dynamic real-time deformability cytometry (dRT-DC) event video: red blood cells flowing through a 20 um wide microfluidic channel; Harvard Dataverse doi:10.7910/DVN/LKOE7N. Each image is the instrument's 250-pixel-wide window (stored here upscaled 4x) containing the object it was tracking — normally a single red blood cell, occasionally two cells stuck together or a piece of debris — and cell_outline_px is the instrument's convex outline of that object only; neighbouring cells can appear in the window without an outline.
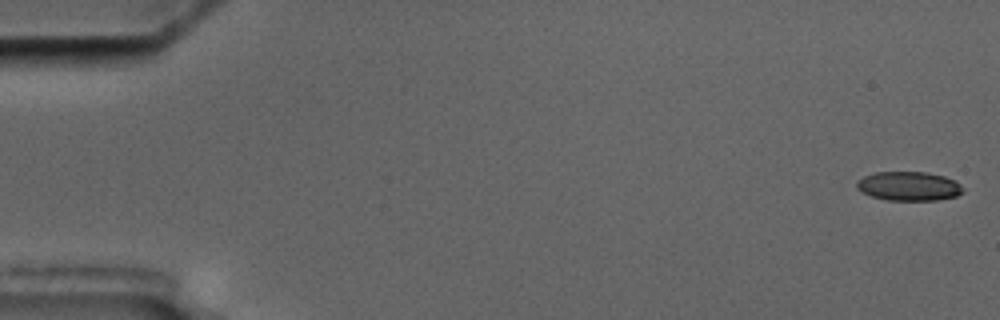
{"species": "common noctule bat (a hibernating species)", "species_latin": "Nyctalus noctula", "temperature_condition": "cold", "stored_images_in_passage": 5, "camera_frame_rate_fps": 3000, "um_per_image_px": 0.085, "animal": {"sex": "male", "body_mass_g": 17.5, "forearm_length_mm": 52.3}, "frame": {"image": 1, "passage_image": 1, "time_ms": 0.0, "image_size_px": [1000, 320], "cell_outline_px": [[964, 192], [956, 196], [936, 200], [888, 200], [872, 196], [856, 188], [856, 180], [864, 176], [876, 172], [924, 172], [944, 176], [960, 184], [964, 188]], "centroid_in_image_um": [77.25, 15.82], "position_along_channel_um": 7.8, "area_um2": 17.92}}
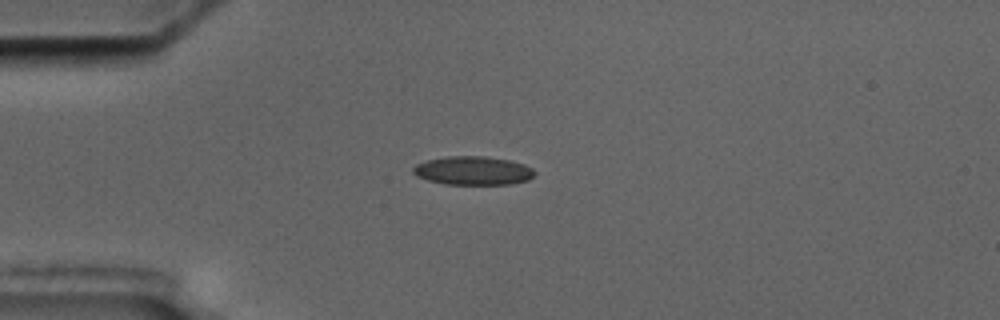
{"frame": {"image": 2, "passage_image": 5, "time_ms": 4.667, "image_size_px": [1000, 320], "cell_outline_px": [[536, 172], [528, 180], [508, 184], [444, 184], [428, 180], [416, 176], [412, 172], [412, 168], [416, 164], [428, 160], [444, 156], [484, 156], [508, 160], [524, 164], [532, 168]], "centroid_in_image_um": [40.18, 14.5], "position_along_channel_um": 44.8, "area_um2": 20.23}}